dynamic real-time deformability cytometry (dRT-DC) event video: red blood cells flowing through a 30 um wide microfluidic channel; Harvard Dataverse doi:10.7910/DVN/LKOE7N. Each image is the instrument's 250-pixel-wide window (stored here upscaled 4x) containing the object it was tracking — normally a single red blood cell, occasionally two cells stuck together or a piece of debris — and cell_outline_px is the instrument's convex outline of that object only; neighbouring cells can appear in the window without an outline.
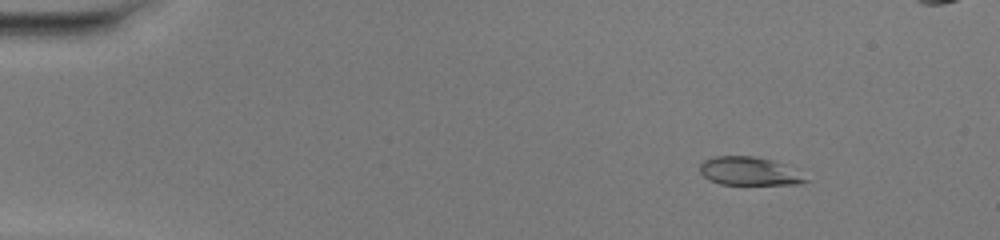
{"species": "common noctule bat (a hibernating species)", "species_latin": "Nyctalus noctula", "temperature_condition": "warm", "stored_images_in_passage": 52, "camera_frame_rate_fps": 3000, "um_per_image_px": 0.085, "animal": {"sex": "female", "body_mass_g": 20.0, "forearm_length_mm": 54.0}, "frame": {"image": 1, "passage_image": 7, "time_ms": 2.0, "image_size_px": [1000, 240], "cell_outline_px": [[812, 180], [800, 184], [720, 184], [708, 180], [700, 172], [700, 164], [704, 160], [716, 156], [752, 156], [772, 160], [784, 164]], "centroid_in_image_um": [63.69, 14.56], "position_along_channel_um": 21.3, "area_um2": 17.46}}
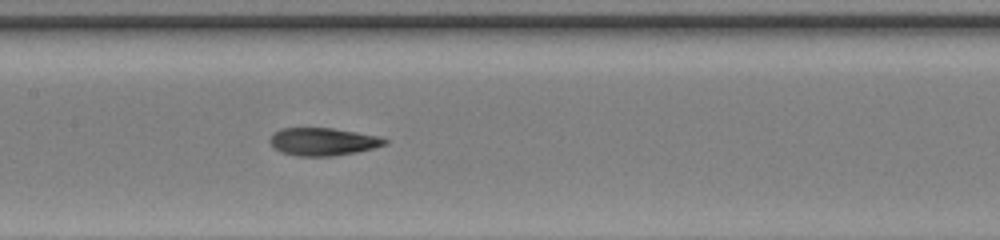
{"frame": {"image": 2, "passage_image": 26, "time_ms": 8.333, "image_size_px": [1000, 240], "cell_outline_px": [[388, 144], [356, 152], [332, 156], [296, 156], [280, 152], [272, 148], [268, 140], [272, 132], [280, 128], [332, 128], [380, 136], [388, 140]], "centroid_in_image_um": [27.39, 12.04], "position_along_channel_um": 180.0, "area_um2": 18.84}}
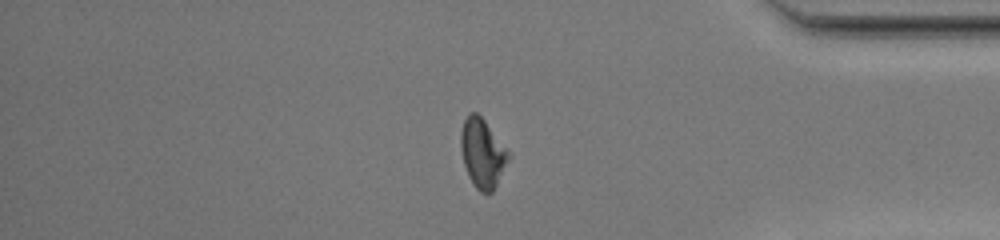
{"frame": {"image": 3, "passage_image": 43, "time_ms": 14.0, "image_size_px": [1000, 240], "cell_outline_px": [[512, 156], [492, 192], [480, 192], [472, 184], [468, 176], [464, 164], [460, 148], [460, 132], [464, 120], [468, 112], [476, 112], [484, 120], [512, 152]], "centroid_in_image_um": [41.03, 13.0], "position_along_channel_um": 394.2, "area_um2": 19.59}, "authors_computed_cell_mechanics": {"area_um2": 18.6694, "velocity_mm_per_s": 4.1723, "shape_relaxation_time_tau1_ms": 7.6694, "shape_relaxation_time_tau2_ms": 1.7609, "deformation_change_tau1": 0.286, "deformation_change_tau2": 0.0657}}